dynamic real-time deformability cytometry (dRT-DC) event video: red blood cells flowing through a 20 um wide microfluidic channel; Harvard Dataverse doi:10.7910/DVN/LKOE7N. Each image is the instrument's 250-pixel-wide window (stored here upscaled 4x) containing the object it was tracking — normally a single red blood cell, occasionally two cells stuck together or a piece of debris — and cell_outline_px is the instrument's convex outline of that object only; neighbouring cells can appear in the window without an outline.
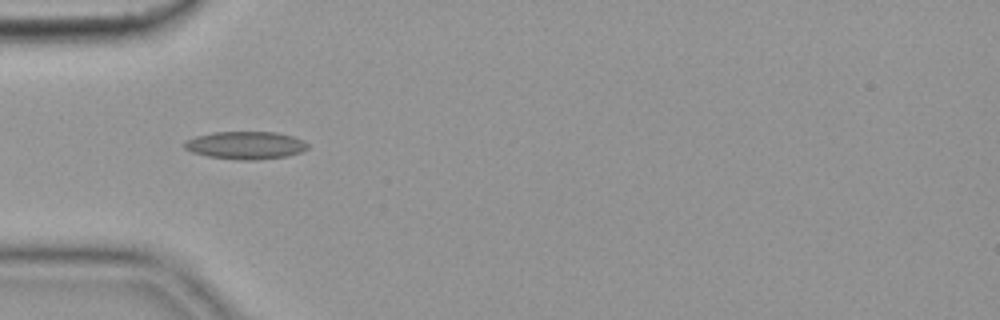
{"species": "common noctule bat (a hibernating species)", "species_latin": "Nyctalus noctula", "temperature_condition": "cold", "stored_images_in_passage": 45, "camera_frame_rate_fps": 3000, "um_per_image_px": 0.085, "animal": {"sex": "female", "body_mass_g": 19.9}, "frame": {"image": 1, "passage_image": 7, "time_ms": 2.0, "image_size_px": [1000, 320], "cell_outline_px": [[308, 148], [300, 152], [288, 156], [256, 160], [240, 160], [208, 156], [192, 152], [184, 148], [184, 144], [188, 140], [196, 136], [212, 132], [276, 132], [292, 136], [304, 140], [308, 144]], "centroid_in_image_um": [20.9, 12.35], "position_along_channel_um": 64.1, "area_um2": 19.88}, "authors_computed_cell_mechanics": {"area_um2": 18.2648, "velocity_mm_per_s": 3.6501, "shape_relaxation_time_tau1_ms": null, "shape_relaxation_time_tau2_ms": 3.8266, "deformation_change_tau1": null, "deformation_change_tau2": 0.1179}}